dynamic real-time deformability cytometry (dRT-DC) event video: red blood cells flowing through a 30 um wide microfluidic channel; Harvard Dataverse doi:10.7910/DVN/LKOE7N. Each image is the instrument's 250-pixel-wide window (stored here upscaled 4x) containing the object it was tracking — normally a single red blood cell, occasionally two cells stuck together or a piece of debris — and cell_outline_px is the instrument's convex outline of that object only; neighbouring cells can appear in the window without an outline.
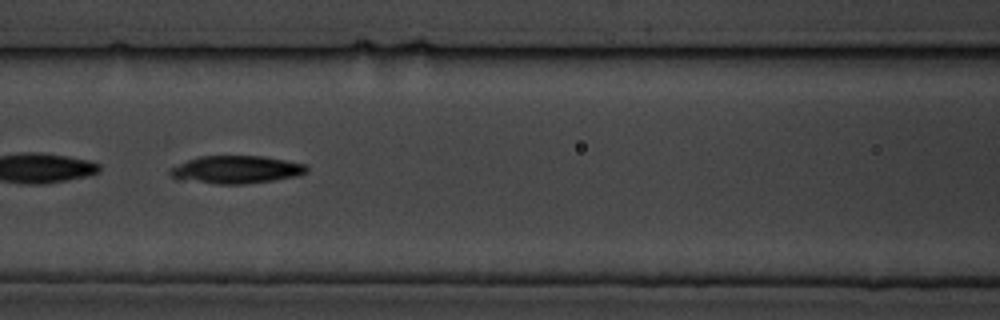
{"species": "common noctule bat (a hibernating species)", "species_latin": "Nyctalus noctula", "temperature_condition": "cold", "stored_images_in_passage": 56, "camera_frame_rate_fps": 3000, "um_per_image_px": 0.085, "animal": {"sex": "male", "body_mass_g": 19.5, "forearm_length_mm": 54.6}, "frame": {"image": 1, "passage_image": 24, "time_ms": 7.667, "image_size_px": [1000, 320], "cell_outline_px": [[308, 172], [296, 176], [272, 180], [244, 184], [216, 184], [176, 180], [168, 172], [168, 168], [196, 156], [264, 156], [304, 164], [308, 168]], "centroid_in_image_um": [19.99, 14.42], "position_along_channel_um": 146.6, "area_um2": 22.31}}
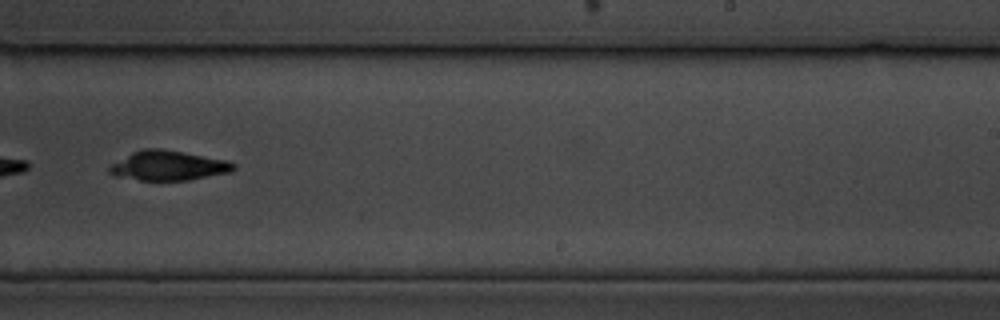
{"frame": {"image": 2, "passage_image": 35, "time_ms": 11.333, "image_size_px": [1000, 320], "cell_outline_px": [[236, 168], [232, 172], [188, 180], [140, 180], [112, 176], [108, 172], [108, 168], [112, 164], [132, 152], [144, 148], [160, 148], [228, 160], [236, 164]], "centroid_in_image_um": [14.31, 14.08], "position_along_channel_um": 274.7, "area_um2": 21.56}}
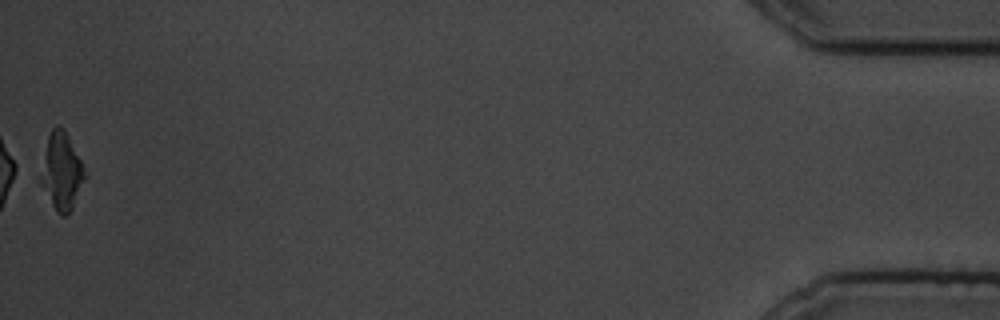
{"frame": {"image": 3, "passage_image": 56, "time_ms": 18.333, "image_size_px": [1000, 320], "cell_outline_px": [[88, 176], [72, 208], [64, 216], [60, 216], [56, 212], [36, 180], [36, 176], [48, 136], [52, 128], [56, 124], [60, 124], [64, 128]], "centroid_in_image_um": [5.17, 14.58], "position_along_channel_um": 430.0, "area_um2": 20.63}, "authors_computed_cell_mechanics": {"area_um2": 22.3108, "velocity_mm_per_s": 3.5056, "shape_relaxation_time_tau1_ms": 2.4467, "shape_relaxation_time_tau2_ms": 4.5625, "deformation_change_tau1": 0.1142, "deformation_change_tau2": 0.0669}}